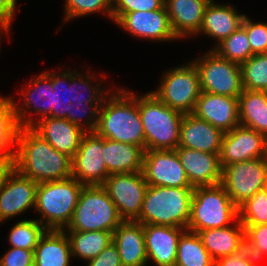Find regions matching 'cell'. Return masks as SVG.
<instances>
[{
  "instance_id": "1",
  "label": "cell",
  "mask_w": 267,
  "mask_h": 266,
  "mask_svg": "<svg viewBox=\"0 0 267 266\" xmlns=\"http://www.w3.org/2000/svg\"><path fill=\"white\" fill-rule=\"evenodd\" d=\"M88 73H77L69 68L63 72L52 71L54 90L53 108L50 113V117L66 119L86 132L96 129L99 109L103 99L111 91V88L109 90L102 87L97 76ZM94 81L97 83L93 84Z\"/></svg>"
},
{
  "instance_id": "2",
  "label": "cell",
  "mask_w": 267,
  "mask_h": 266,
  "mask_svg": "<svg viewBox=\"0 0 267 266\" xmlns=\"http://www.w3.org/2000/svg\"><path fill=\"white\" fill-rule=\"evenodd\" d=\"M15 152V169L36 183L72 177V158L54 149L32 127H21Z\"/></svg>"
},
{
  "instance_id": "3",
  "label": "cell",
  "mask_w": 267,
  "mask_h": 266,
  "mask_svg": "<svg viewBox=\"0 0 267 266\" xmlns=\"http://www.w3.org/2000/svg\"><path fill=\"white\" fill-rule=\"evenodd\" d=\"M112 90L103 99L94 131L103 138L135 144L145 151V134L136 94L123 87L116 92Z\"/></svg>"
},
{
  "instance_id": "4",
  "label": "cell",
  "mask_w": 267,
  "mask_h": 266,
  "mask_svg": "<svg viewBox=\"0 0 267 266\" xmlns=\"http://www.w3.org/2000/svg\"><path fill=\"white\" fill-rule=\"evenodd\" d=\"M136 100L145 134V151L175 150L184 113L170 108L152 92L136 95Z\"/></svg>"
},
{
  "instance_id": "5",
  "label": "cell",
  "mask_w": 267,
  "mask_h": 266,
  "mask_svg": "<svg viewBox=\"0 0 267 266\" xmlns=\"http://www.w3.org/2000/svg\"><path fill=\"white\" fill-rule=\"evenodd\" d=\"M193 189L148 185L140 216L135 221L143 225H167L187 229Z\"/></svg>"
},
{
  "instance_id": "6",
  "label": "cell",
  "mask_w": 267,
  "mask_h": 266,
  "mask_svg": "<svg viewBox=\"0 0 267 266\" xmlns=\"http://www.w3.org/2000/svg\"><path fill=\"white\" fill-rule=\"evenodd\" d=\"M83 184L74 177L38 183L35 211L46 229L64 230L70 223Z\"/></svg>"
},
{
  "instance_id": "7",
  "label": "cell",
  "mask_w": 267,
  "mask_h": 266,
  "mask_svg": "<svg viewBox=\"0 0 267 266\" xmlns=\"http://www.w3.org/2000/svg\"><path fill=\"white\" fill-rule=\"evenodd\" d=\"M238 219V206L221 184L193 189L190 219L186 230L198 233L203 230L223 228Z\"/></svg>"
},
{
  "instance_id": "8",
  "label": "cell",
  "mask_w": 267,
  "mask_h": 266,
  "mask_svg": "<svg viewBox=\"0 0 267 266\" xmlns=\"http://www.w3.org/2000/svg\"><path fill=\"white\" fill-rule=\"evenodd\" d=\"M123 222L102 185H84L70 223L64 230L107 231Z\"/></svg>"
},
{
  "instance_id": "9",
  "label": "cell",
  "mask_w": 267,
  "mask_h": 266,
  "mask_svg": "<svg viewBox=\"0 0 267 266\" xmlns=\"http://www.w3.org/2000/svg\"><path fill=\"white\" fill-rule=\"evenodd\" d=\"M160 86L151 91L164 104L184 114L193 113L201 94L199 73L192 61L169 69L162 75Z\"/></svg>"
},
{
  "instance_id": "10",
  "label": "cell",
  "mask_w": 267,
  "mask_h": 266,
  "mask_svg": "<svg viewBox=\"0 0 267 266\" xmlns=\"http://www.w3.org/2000/svg\"><path fill=\"white\" fill-rule=\"evenodd\" d=\"M199 73L202 92L239 97L243 91L241 66L208 50L192 61Z\"/></svg>"
},
{
  "instance_id": "11",
  "label": "cell",
  "mask_w": 267,
  "mask_h": 266,
  "mask_svg": "<svg viewBox=\"0 0 267 266\" xmlns=\"http://www.w3.org/2000/svg\"><path fill=\"white\" fill-rule=\"evenodd\" d=\"M266 176L267 157H261L223 167L221 185L239 207L264 188Z\"/></svg>"
},
{
  "instance_id": "12",
  "label": "cell",
  "mask_w": 267,
  "mask_h": 266,
  "mask_svg": "<svg viewBox=\"0 0 267 266\" xmlns=\"http://www.w3.org/2000/svg\"><path fill=\"white\" fill-rule=\"evenodd\" d=\"M123 221H135L148 188L142 171L110 174L102 184Z\"/></svg>"
},
{
  "instance_id": "13",
  "label": "cell",
  "mask_w": 267,
  "mask_h": 266,
  "mask_svg": "<svg viewBox=\"0 0 267 266\" xmlns=\"http://www.w3.org/2000/svg\"><path fill=\"white\" fill-rule=\"evenodd\" d=\"M113 21L133 37L155 42L178 40L173 32L166 6L153 11L113 13Z\"/></svg>"
},
{
  "instance_id": "14",
  "label": "cell",
  "mask_w": 267,
  "mask_h": 266,
  "mask_svg": "<svg viewBox=\"0 0 267 266\" xmlns=\"http://www.w3.org/2000/svg\"><path fill=\"white\" fill-rule=\"evenodd\" d=\"M109 175L103 158V137L95 131L85 132L72 158V177L83 185H102Z\"/></svg>"
},
{
  "instance_id": "15",
  "label": "cell",
  "mask_w": 267,
  "mask_h": 266,
  "mask_svg": "<svg viewBox=\"0 0 267 266\" xmlns=\"http://www.w3.org/2000/svg\"><path fill=\"white\" fill-rule=\"evenodd\" d=\"M267 157V137L256 130L238 125L224 132L220 151L221 166Z\"/></svg>"
},
{
  "instance_id": "16",
  "label": "cell",
  "mask_w": 267,
  "mask_h": 266,
  "mask_svg": "<svg viewBox=\"0 0 267 266\" xmlns=\"http://www.w3.org/2000/svg\"><path fill=\"white\" fill-rule=\"evenodd\" d=\"M142 172L151 186L192 187L176 150L144 151Z\"/></svg>"
},
{
  "instance_id": "17",
  "label": "cell",
  "mask_w": 267,
  "mask_h": 266,
  "mask_svg": "<svg viewBox=\"0 0 267 266\" xmlns=\"http://www.w3.org/2000/svg\"><path fill=\"white\" fill-rule=\"evenodd\" d=\"M28 82L21 91L23 103L18 106L14 100L15 114L21 127H33L41 119L50 117L53 108L52 72L43 71ZM29 109L39 117L32 119L27 115Z\"/></svg>"
},
{
  "instance_id": "18",
  "label": "cell",
  "mask_w": 267,
  "mask_h": 266,
  "mask_svg": "<svg viewBox=\"0 0 267 266\" xmlns=\"http://www.w3.org/2000/svg\"><path fill=\"white\" fill-rule=\"evenodd\" d=\"M38 183L16 169L0 188V223L26 212L36 205Z\"/></svg>"
},
{
  "instance_id": "19",
  "label": "cell",
  "mask_w": 267,
  "mask_h": 266,
  "mask_svg": "<svg viewBox=\"0 0 267 266\" xmlns=\"http://www.w3.org/2000/svg\"><path fill=\"white\" fill-rule=\"evenodd\" d=\"M176 152L193 188L221 184L223 168L220 154L177 147Z\"/></svg>"
},
{
  "instance_id": "20",
  "label": "cell",
  "mask_w": 267,
  "mask_h": 266,
  "mask_svg": "<svg viewBox=\"0 0 267 266\" xmlns=\"http://www.w3.org/2000/svg\"><path fill=\"white\" fill-rule=\"evenodd\" d=\"M193 114L223 132L240 125L238 97L201 92Z\"/></svg>"
},
{
  "instance_id": "21",
  "label": "cell",
  "mask_w": 267,
  "mask_h": 266,
  "mask_svg": "<svg viewBox=\"0 0 267 266\" xmlns=\"http://www.w3.org/2000/svg\"><path fill=\"white\" fill-rule=\"evenodd\" d=\"M143 227L147 261L156 266H175L178 241L186 229L154 224Z\"/></svg>"
},
{
  "instance_id": "22",
  "label": "cell",
  "mask_w": 267,
  "mask_h": 266,
  "mask_svg": "<svg viewBox=\"0 0 267 266\" xmlns=\"http://www.w3.org/2000/svg\"><path fill=\"white\" fill-rule=\"evenodd\" d=\"M224 132L193 113L184 114L178 147L220 154Z\"/></svg>"
},
{
  "instance_id": "23",
  "label": "cell",
  "mask_w": 267,
  "mask_h": 266,
  "mask_svg": "<svg viewBox=\"0 0 267 266\" xmlns=\"http://www.w3.org/2000/svg\"><path fill=\"white\" fill-rule=\"evenodd\" d=\"M54 149L73 158L86 131L66 119L45 117L32 127Z\"/></svg>"
},
{
  "instance_id": "24",
  "label": "cell",
  "mask_w": 267,
  "mask_h": 266,
  "mask_svg": "<svg viewBox=\"0 0 267 266\" xmlns=\"http://www.w3.org/2000/svg\"><path fill=\"white\" fill-rule=\"evenodd\" d=\"M235 8L230 4L215 3L213 0L207 5L198 34L215 40L216 44L211 50L242 25L245 15L239 14Z\"/></svg>"
},
{
  "instance_id": "25",
  "label": "cell",
  "mask_w": 267,
  "mask_h": 266,
  "mask_svg": "<svg viewBox=\"0 0 267 266\" xmlns=\"http://www.w3.org/2000/svg\"><path fill=\"white\" fill-rule=\"evenodd\" d=\"M112 242L118 248L122 266L148 264L143 224L136 221H123L114 230Z\"/></svg>"
},
{
  "instance_id": "26",
  "label": "cell",
  "mask_w": 267,
  "mask_h": 266,
  "mask_svg": "<svg viewBox=\"0 0 267 266\" xmlns=\"http://www.w3.org/2000/svg\"><path fill=\"white\" fill-rule=\"evenodd\" d=\"M211 0H165L170 23L178 39L196 36Z\"/></svg>"
},
{
  "instance_id": "27",
  "label": "cell",
  "mask_w": 267,
  "mask_h": 266,
  "mask_svg": "<svg viewBox=\"0 0 267 266\" xmlns=\"http://www.w3.org/2000/svg\"><path fill=\"white\" fill-rule=\"evenodd\" d=\"M144 150L135 145L103 138V158L109 174L143 171Z\"/></svg>"
},
{
  "instance_id": "28",
  "label": "cell",
  "mask_w": 267,
  "mask_h": 266,
  "mask_svg": "<svg viewBox=\"0 0 267 266\" xmlns=\"http://www.w3.org/2000/svg\"><path fill=\"white\" fill-rule=\"evenodd\" d=\"M72 252L64 230L47 229L34 250L35 266H70Z\"/></svg>"
},
{
  "instance_id": "29",
  "label": "cell",
  "mask_w": 267,
  "mask_h": 266,
  "mask_svg": "<svg viewBox=\"0 0 267 266\" xmlns=\"http://www.w3.org/2000/svg\"><path fill=\"white\" fill-rule=\"evenodd\" d=\"M214 260L235 254L238 243L245 236V227L238 219L233 226L203 230L197 233Z\"/></svg>"
},
{
  "instance_id": "30",
  "label": "cell",
  "mask_w": 267,
  "mask_h": 266,
  "mask_svg": "<svg viewBox=\"0 0 267 266\" xmlns=\"http://www.w3.org/2000/svg\"><path fill=\"white\" fill-rule=\"evenodd\" d=\"M240 125L267 137V92L243 89L238 97Z\"/></svg>"
},
{
  "instance_id": "31",
  "label": "cell",
  "mask_w": 267,
  "mask_h": 266,
  "mask_svg": "<svg viewBox=\"0 0 267 266\" xmlns=\"http://www.w3.org/2000/svg\"><path fill=\"white\" fill-rule=\"evenodd\" d=\"M70 241L72 257L87 263L97 257L113 240V233L107 231L64 230Z\"/></svg>"
},
{
  "instance_id": "32",
  "label": "cell",
  "mask_w": 267,
  "mask_h": 266,
  "mask_svg": "<svg viewBox=\"0 0 267 266\" xmlns=\"http://www.w3.org/2000/svg\"><path fill=\"white\" fill-rule=\"evenodd\" d=\"M211 257L199 235L185 230L179 238L175 266H214Z\"/></svg>"
},
{
  "instance_id": "33",
  "label": "cell",
  "mask_w": 267,
  "mask_h": 266,
  "mask_svg": "<svg viewBox=\"0 0 267 266\" xmlns=\"http://www.w3.org/2000/svg\"><path fill=\"white\" fill-rule=\"evenodd\" d=\"M20 128L14 99L0 95V154H15L16 149L13 148L16 147Z\"/></svg>"
},
{
  "instance_id": "34",
  "label": "cell",
  "mask_w": 267,
  "mask_h": 266,
  "mask_svg": "<svg viewBox=\"0 0 267 266\" xmlns=\"http://www.w3.org/2000/svg\"><path fill=\"white\" fill-rule=\"evenodd\" d=\"M213 50L220 57L239 65L254 55L249 44L246 30L242 26L219 43Z\"/></svg>"
},
{
  "instance_id": "35",
  "label": "cell",
  "mask_w": 267,
  "mask_h": 266,
  "mask_svg": "<svg viewBox=\"0 0 267 266\" xmlns=\"http://www.w3.org/2000/svg\"><path fill=\"white\" fill-rule=\"evenodd\" d=\"M240 66L243 89L267 92V53L254 54Z\"/></svg>"
},
{
  "instance_id": "36",
  "label": "cell",
  "mask_w": 267,
  "mask_h": 266,
  "mask_svg": "<svg viewBox=\"0 0 267 266\" xmlns=\"http://www.w3.org/2000/svg\"><path fill=\"white\" fill-rule=\"evenodd\" d=\"M46 230L37 219H23L10 229L8 241L11 247L34 251Z\"/></svg>"
},
{
  "instance_id": "37",
  "label": "cell",
  "mask_w": 267,
  "mask_h": 266,
  "mask_svg": "<svg viewBox=\"0 0 267 266\" xmlns=\"http://www.w3.org/2000/svg\"><path fill=\"white\" fill-rule=\"evenodd\" d=\"M64 3V22L96 12L104 13L113 21L112 0H65Z\"/></svg>"
},
{
  "instance_id": "38",
  "label": "cell",
  "mask_w": 267,
  "mask_h": 266,
  "mask_svg": "<svg viewBox=\"0 0 267 266\" xmlns=\"http://www.w3.org/2000/svg\"><path fill=\"white\" fill-rule=\"evenodd\" d=\"M238 210L242 225L267 224V192L264 189L256 192Z\"/></svg>"
},
{
  "instance_id": "39",
  "label": "cell",
  "mask_w": 267,
  "mask_h": 266,
  "mask_svg": "<svg viewBox=\"0 0 267 266\" xmlns=\"http://www.w3.org/2000/svg\"><path fill=\"white\" fill-rule=\"evenodd\" d=\"M248 35L254 54L267 53V23L253 22L246 14L241 25Z\"/></svg>"
},
{
  "instance_id": "40",
  "label": "cell",
  "mask_w": 267,
  "mask_h": 266,
  "mask_svg": "<svg viewBox=\"0 0 267 266\" xmlns=\"http://www.w3.org/2000/svg\"><path fill=\"white\" fill-rule=\"evenodd\" d=\"M113 13L153 11L165 6V0H112Z\"/></svg>"
},
{
  "instance_id": "41",
  "label": "cell",
  "mask_w": 267,
  "mask_h": 266,
  "mask_svg": "<svg viewBox=\"0 0 267 266\" xmlns=\"http://www.w3.org/2000/svg\"><path fill=\"white\" fill-rule=\"evenodd\" d=\"M34 264V251L11 247L0 258V266H31Z\"/></svg>"
},
{
  "instance_id": "42",
  "label": "cell",
  "mask_w": 267,
  "mask_h": 266,
  "mask_svg": "<svg viewBox=\"0 0 267 266\" xmlns=\"http://www.w3.org/2000/svg\"><path fill=\"white\" fill-rule=\"evenodd\" d=\"M87 266H122L117 246L111 242L97 257L88 261Z\"/></svg>"
},
{
  "instance_id": "43",
  "label": "cell",
  "mask_w": 267,
  "mask_h": 266,
  "mask_svg": "<svg viewBox=\"0 0 267 266\" xmlns=\"http://www.w3.org/2000/svg\"><path fill=\"white\" fill-rule=\"evenodd\" d=\"M243 226L245 236L267 256V224Z\"/></svg>"
},
{
  "instance_id": "44",
  "label": "cell",
  "mask_w": 267,
  "mask_h": 266,
  "mask_svg": "<svg viewBox=\"0 0 267 266\" xmlns=\"http://www.w3.org/2000/svg\"><path fill=\"white\" fill-rule=\"evenodd\" d=\"M236 254L245 258L253 266H258L260 260L266 258L264 253L260 251L246 236H244L238 243Z\"/></svg>"
},
{
  "instance_id": "45",
  "label": "cell",
  "mask_w": 267,
  "mask_h": 266,
  "mask_svg": "<svg viewBox=\"0 0 267 266\" xmlns=\"http://www.w3.org/2000/svg\"><path fill=\"white\" fill-rule=\"evenodd\" d=\"M17 0H0V24L9 32L16 14Z\"/></svg>"
},
{
  "instance_id": "46",
  "label": "cell",
  "mask_w": 267,
  "mask_h": 266,
  "mask_svg": "<svg viewBox=\"0 0 267 266\" xmlns=\"http://www.w3.org/2000/svg\"><path fill=\"white\" fill-rule=\"evenodd\" d=\"M15 170V154H0V188Z\"/></svg>"
},
{
  "instance_id": "47",
  "label": "cell",
  "mask_w": 267,
  "mask_h": 266,
  "mask_svg": "<svg viewBox=\"0 0 267 266\" xmlns=\"http://www.w3.org/2000/svg\"><path fill=\"white\" fill-rule=\"evenodd\" d=\"M214 266H253L245 258L238 256L236 253L220 257L215 260Z\"/></svg>"
},
{
  "instance_id": "48",
  "label": "cell",
  "mask_w": 267,
  "mask_h": 266,
  "mask_svg": "<svg viewBox=\"0 0 267 266\" xmlns=\"http://www.w3.org/2000/svg\"><path fill=\"white\" fill-rule=\"evenodd\" d=\"M2 31H4L3 33H5V32H6L7 34L10 33V32H9L3 25L0 24V40H1V37H2V36H1V35H2V34H1ZM0 46H1V41H0Z\"/></svg>"
},
{
  "instance_id": "49",
  "label": "cell",
  "mask_w": 267,
  "mask_h": 266,
  "mask_svg": "<svg viewBox=\"0 0 267 266\" xmlns=\"http://www.w3.org/2000/svg\"><path fill=\"white\" fill-rule=\"evenodd\" d=\"M263 189L267 192V176H266V180L264 182V188Z\"/></svg>"
}]
</instances>
